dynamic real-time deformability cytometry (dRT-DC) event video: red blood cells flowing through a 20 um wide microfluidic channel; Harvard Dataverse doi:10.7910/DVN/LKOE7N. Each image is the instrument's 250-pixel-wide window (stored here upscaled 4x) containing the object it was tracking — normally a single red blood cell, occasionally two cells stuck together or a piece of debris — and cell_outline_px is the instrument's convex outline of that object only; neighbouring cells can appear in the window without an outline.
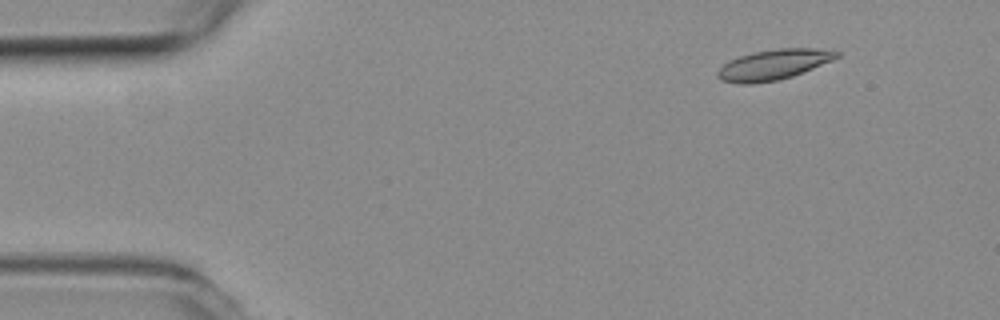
{"species": "common noctule bat (a hibernating species)", "species_latin": "Nyctalus noctula", "temperature_condition": "room temperature", "stored_images_in_passage": 5, "camera_frame_rate_fps": 3000, "um_per_image_px": 0.085, "animal": {"sex": "female", "body_mass_g": 19.3, "forearm_length_mm": 54.1}, "frame": {"image": 1, "passage_image": 2, "time_ms": 0.333, "image_size_px": [1000, 320], "cell_outline_px": [[840, 56], [832, 60], [792, 76], [776, 80], [752, 84], [740, 84], [720, 80], [716, 76], [716, 72], [728, 60], [752, 52], [776, 48], [816, 48], [840, 52]], "centroid_in_image_um": [65.71, 5.49], "position_along_channel_um": 19.3, "area_um2": 20.98}}